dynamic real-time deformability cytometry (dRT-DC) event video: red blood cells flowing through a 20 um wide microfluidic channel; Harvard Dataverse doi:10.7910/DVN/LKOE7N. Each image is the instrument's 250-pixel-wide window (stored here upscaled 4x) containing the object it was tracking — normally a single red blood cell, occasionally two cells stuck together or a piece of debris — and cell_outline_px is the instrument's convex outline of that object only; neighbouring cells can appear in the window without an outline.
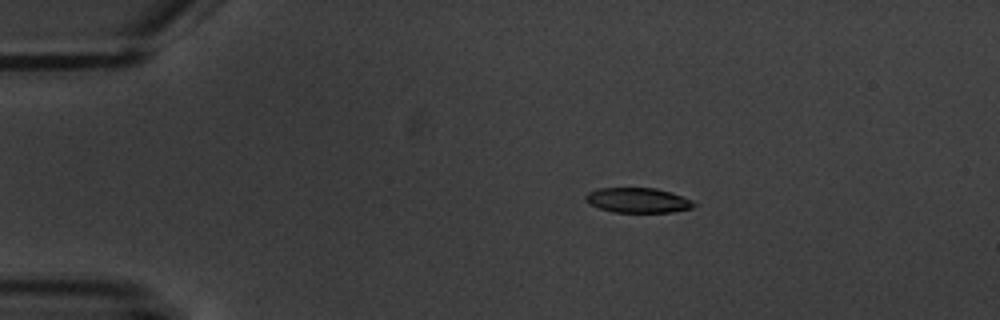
{"species": "common noctule bat (a hibernating species)", "species_latin": "Nyctalus noctula", "temperature_condition": "warm", "stored_images_in_passage": 5, "camera_frame_rate_fps": 3000, "um_per_image_px": 0.085, "animal": {"sex": "male", "body_mass_g": 20.1, "forearm_length_mm": 53.5}, "frame": {"image": 1, "passage_image": 3, "time_ms": 2.333, "image_size_px": [1000, 320], "cell_outline_px": [[696, 204], [692, 208], [672, 212], [612, 212], [588, 204], [584, 200], [584, 196], [588, 192], [600, 188], [656, 188], [672, 192], [692, 200]], "centroid_in_image_um": [54.2, 17.02], "position_along_channel_um": 30.8, "area_um2": 15.84}}